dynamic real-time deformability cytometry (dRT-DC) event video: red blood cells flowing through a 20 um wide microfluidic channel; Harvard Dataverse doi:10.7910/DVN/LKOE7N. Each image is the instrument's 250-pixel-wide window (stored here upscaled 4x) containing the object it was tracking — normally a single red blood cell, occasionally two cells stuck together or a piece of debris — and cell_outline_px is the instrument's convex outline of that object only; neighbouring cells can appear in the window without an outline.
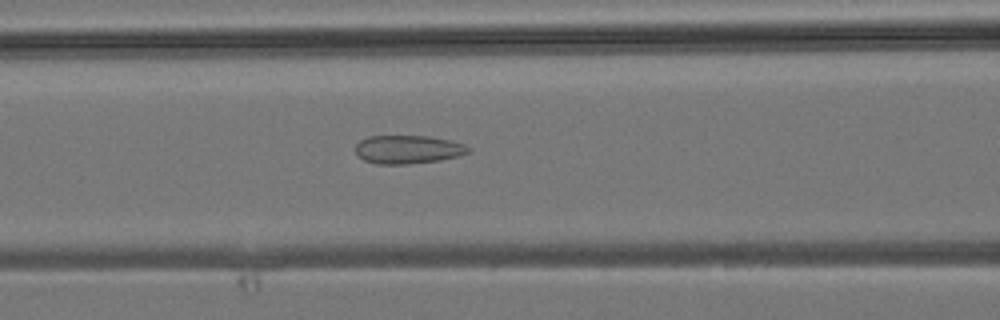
{"species": "common noctule bat (a hibernating species)", "species_latin": "Nyctalus noctula", "temperature_condition": "room temperature", "stored_images_in_passage": 32, "camera_frame_rate_fps": 3000, "um_per_image_px": 0.085, "animal": {"sex": "male", "body_mass_g": 19.2, "forearm_length_mm": 51.8}, "frame": {"image": 1, "passage_image": 11, "time_ms": 3.333, "image_size_px": [1000, 320], "cell_outline_px": [[472, 152], [440, 160], [408, 164], [376, 164], [364, 160], [356, 156], [356, 144], [360, 140], [368, 136], [432, 136], [452, 140], [464, 144], [472, 148]], "centroid_in_image_um": [34.69, 12.7], "position_along_channel_um": 131.9, "area_um2": 18.96}}
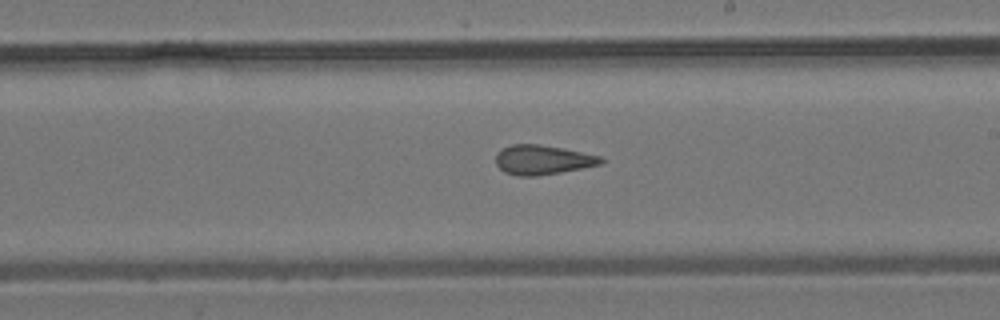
{"frame": {"image": 2, "passage_image": 18, "time_ms": 5.667, "image_size_px": [1000, 320], "cell_outline_px": [[604, 160], [600, 164], [560, 172], [536, 176], [520, 176], [504, 172], [496, 164], [496, 156], [504, 148], [512, 144], [540, 144], [600, 156]], "centroid_in_image_um": [46.09, 13.59], "position_along_channel_um": 242.9, "area_um2": 17.63}}
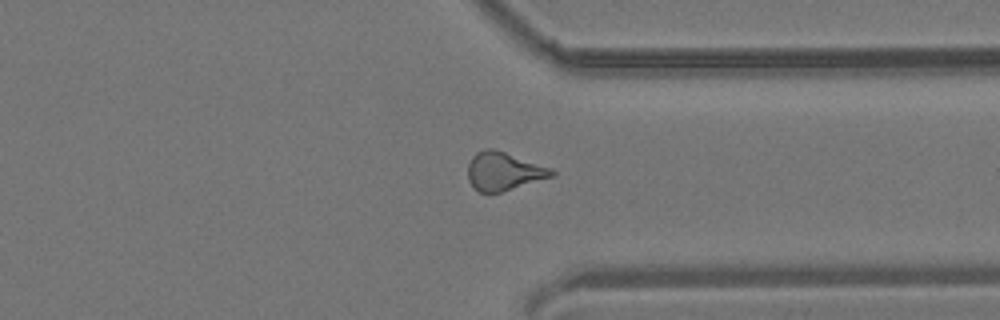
{"frame": {"image": 3, "passage_image": 26, "time_ms": 8.333, "image_size_px": [1000, 320], "cell_outline_px": [[556, 176], [500, 192], [480, 192], [468, 180], [468, 164], [472, 156], [476, 152], [488, 148], [492, 148], [552, 168], [556, 172]], "centroid_in_image_um": [42.84, 14.55], "position_along_channel_um": 368.6, "area_um2": 18.55}}